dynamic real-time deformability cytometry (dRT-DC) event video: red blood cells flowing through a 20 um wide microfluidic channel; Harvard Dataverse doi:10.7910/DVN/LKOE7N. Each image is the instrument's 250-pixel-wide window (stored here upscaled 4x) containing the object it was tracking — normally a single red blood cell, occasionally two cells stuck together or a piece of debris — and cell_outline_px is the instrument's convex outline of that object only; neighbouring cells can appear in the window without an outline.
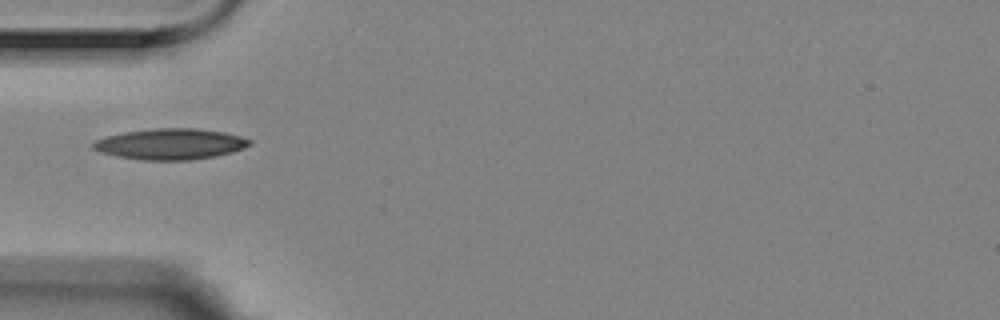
{"species": "Egyptian fruit bat (a non-hibernating species)", "species_latin": "Rousettus aegyptiacus", "temperature_condition": "room temperature", "stored_images_in_passage": 11, "camera_frame_rate_fps": 3000, "um_per_image_px": 0.085, "animal": {"sex": "female"}, "frame": {"image": 1, "passage_image": 1, "time_ms": 0.0, "image_size_px": [1000, 320], "cell_outline_px": [[252, 144], [244, 148], [232, 152], [216, 156], [192, 160], [144, 160], [116, 156], [100, 152], [92, 148], [92, 144], [96, 140], [108, 136], [124, 132], [152, 128], [196, 128], [224, 132], [240, 136], [252, 140]], "centroid_in_image_um": [14.51, 12.24], "position_along_channel_um": 70.5, "area_um2": 28.26}}
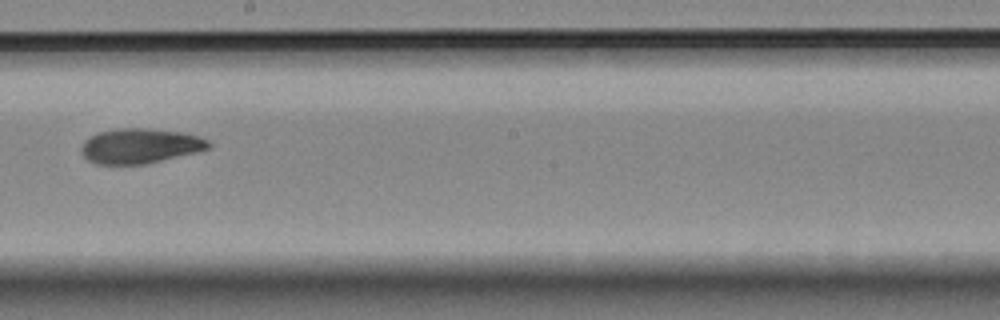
{"frame": {"image": 2, "passage_image": 5, "time_ms": 1.333, "image_size_px": [1000, 320], "cell_outline_px": [[212, 144], [208, 148], [144, 164], [96, 164], [88, 160], [80, 152], [80, 148], [84, 140], [88, 136], [96, 132], [116, 128], [148, 128], [180, 132], [196, 136], [208, 140]], "centroid_in_image_um": [11.8, 12.38], "position_along_channel_um": 236.4, "area_um2": 25.72}}
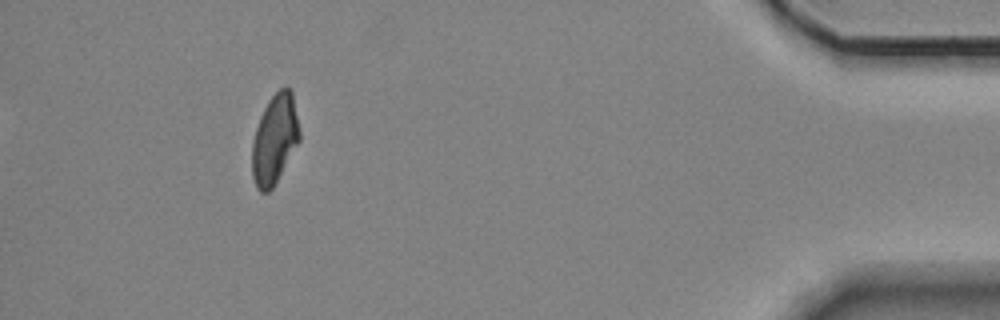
{"frame": {"image": 3, "passage_image": 10, "time_ms": 3.0, "image_size_px": [1000, 320], "cell_outline_px": [[300, 140], [272, 188], [268, 192], [260, 192], [256, 188], [252, 176], [252, 144], [256, 128], [260, 116], [268, 100], [284, 84], [288, 84], [292, 92], [300, 128]], "centroid_in_image_um": [23.35, 11.8], "position_along_channel_um": 411.8, "area_um2": 24.85}}